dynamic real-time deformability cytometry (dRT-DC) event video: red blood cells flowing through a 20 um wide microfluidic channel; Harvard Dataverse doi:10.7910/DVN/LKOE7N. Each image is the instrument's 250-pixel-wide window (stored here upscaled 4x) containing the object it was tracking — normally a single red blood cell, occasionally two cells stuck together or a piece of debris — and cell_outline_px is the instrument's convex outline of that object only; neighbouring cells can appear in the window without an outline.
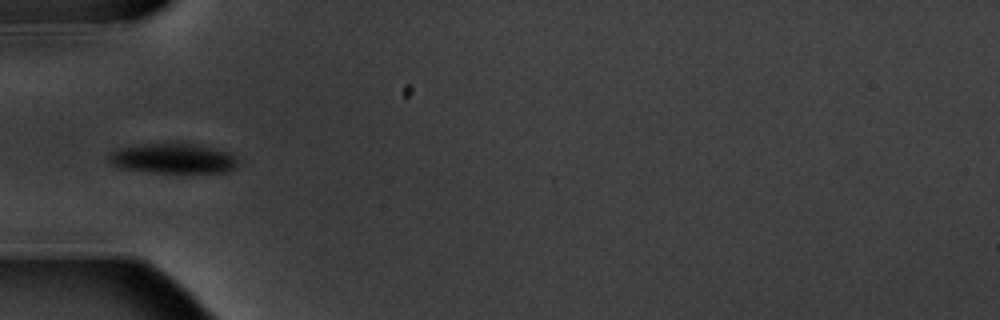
{"species": "common noctule bat (a hibernating species)", "species_latin": "Nyctalus noctula", "temperature_condition": "warm", "stored_images_in_passage": 15, "camera_frame_rate_fps": 3000, "um_per_image_px": 0.085, "animal": {"sex": "male", "body_mass_g": 20.1, "forearm_length_mm": 53.5}, "frame": {"image": 1, "passage_image": 5, "time_ms": 5.667, "image_size_px": [1000, 320], "cell_outline_px": [[236, 168], [228, 172], [176, 176], [116, 168], [108, 160], [108, 152], [120, 148], [144, 144], [192, 144], [212, 148], [228, 152], [236, 156]], "centroid_in_image_um": [14.7, 13.55], "position_along_channel_um": 70.3, "area_um2": 23.64}}
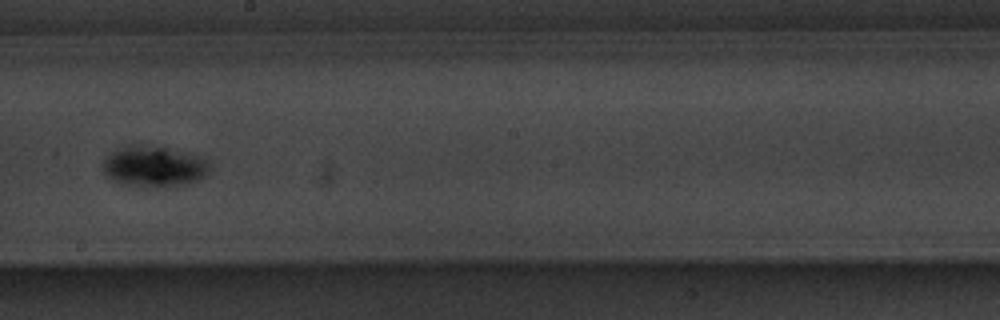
{"frame": {"image": 2, "passage_image": 9, "time_ms": 10.333, "image_size_px": [1000, 320], "cell_outline_px": [[208, 176], [200, 180], [176, 188], [156, 188], [128, 184], [116, 180], [108, 176], [104, 172], [104, 160], [112, 152], [124, 148], [168, 148], [196, 156], [208, 160]], "centroid_in_image_um": [13.2, 14.23], "position_along_channel_um": 235.0, "area_um2": 24.57}}
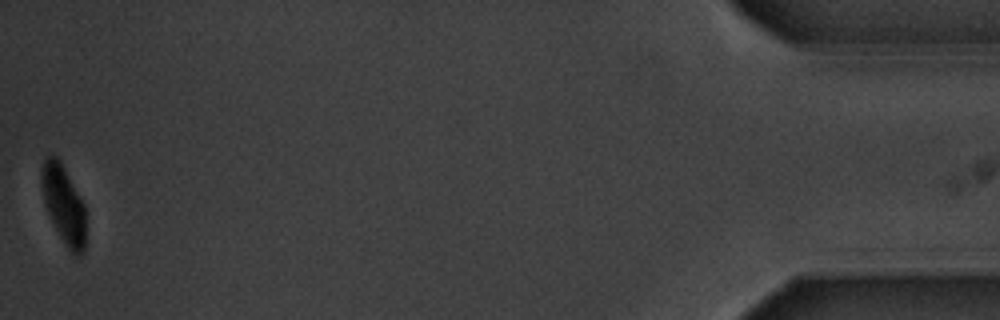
{"frame": {"image": 3, "passage_image": 15, "time_ms": 18.333, "image_size_px": [1000, 320], "cell_outline_px": [[84, 252], [80, 256], [76, 256], [64, 244], [48, 212], [44, 200], [44, 160], [52, 152], [60, 160], [84, 204]], "centroid_in_image_um": [5.45, 17.41], "position_along_channel_um": 429.7, "area_um2": 19.13}, "authors_computed_cell_mechanics": {"area_um2": 23.5246, "velocity_mm_per_s": 3.5408, "shape_relaxation_time_tau1_ms": 1.7831, "shape_relaxation_time_tau2_ms": null, "deformation_change_tau1": 0.1078, "deformation_change_tau2": null}}